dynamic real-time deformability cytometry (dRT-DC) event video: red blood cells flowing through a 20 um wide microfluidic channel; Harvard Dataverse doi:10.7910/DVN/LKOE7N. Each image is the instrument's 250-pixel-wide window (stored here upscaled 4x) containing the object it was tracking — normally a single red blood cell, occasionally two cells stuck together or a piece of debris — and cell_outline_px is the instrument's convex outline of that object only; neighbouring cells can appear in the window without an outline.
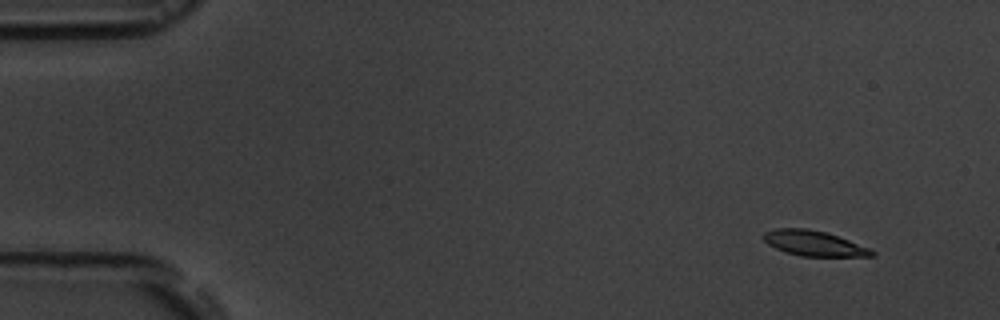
{"species": "common noctule bat (a hibernating species)", "species_latin": "Nyctalus noctula", "temperature_condition": "room temperature", "stored_images_in_passage": 7, "camera_frame_rate_fps": 3000, "um_per_image_px": 0.085, "animal": {"sex": "male", "body_mass_g": 19.5, "forearm_length_mm": 54.6}, "frame": {"image": 1, "passage_image": 1, "time_ms": 0.0, "image_size_px": [1000, 320], "cell_outline_px": [[876, 256], [800, 256], [784, 252], [768, 244], [764, 240], [764, 232], [776, 228], [808, 228], [824, 232], [848, 240], [868, 248], [876, 252]], "centroid_in_image_um": [69.15, 20.68], "position_along_channel_um": 15.8, "area_um2": 15.72}}
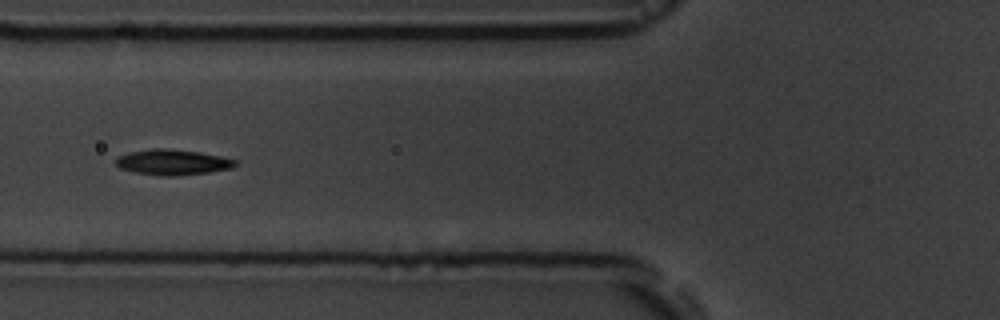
{"frame": {"image": 2, "passage_image": 6, "time_ms": 5.667, "image_size_px": [1000, 320], "cell_outline_px": [[236, 164], [232, 168], [208, 172], [172, 176], [160, 176], [132, 172], [120, 168], [116, 164], [116, 156], [128, 152], [152, 148], [164, 148], [200, 152], [220, 156], [236, 160]], "centroid_in_image_um": [14.61, 13.78], "position_along_channel_um": 111.2, "area_um2": 17.8}}
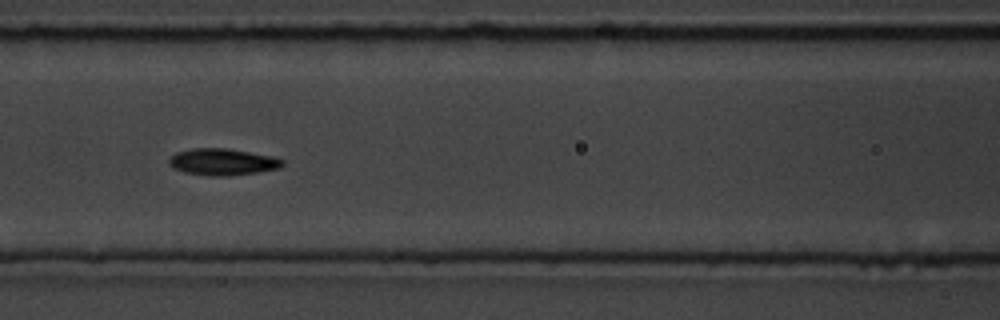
{"frame": {"image": 3, "passage_image": 7, "time_ms": 6.667, "image_size_px": [1000, 320], "cell_outline_px": [[284, 164], [280, 168], [256, 172], [228, 176], [212, 176], [184, 172], [172, 168], [168, 164], [168, 160], [176, 152], [192, 148], [228, 148], [272, 156], [284, 160]], "centroid_in_image_um": [18.9, 13.76], "position_along_channel_um": 147.7, "area_um2": 17.69}}